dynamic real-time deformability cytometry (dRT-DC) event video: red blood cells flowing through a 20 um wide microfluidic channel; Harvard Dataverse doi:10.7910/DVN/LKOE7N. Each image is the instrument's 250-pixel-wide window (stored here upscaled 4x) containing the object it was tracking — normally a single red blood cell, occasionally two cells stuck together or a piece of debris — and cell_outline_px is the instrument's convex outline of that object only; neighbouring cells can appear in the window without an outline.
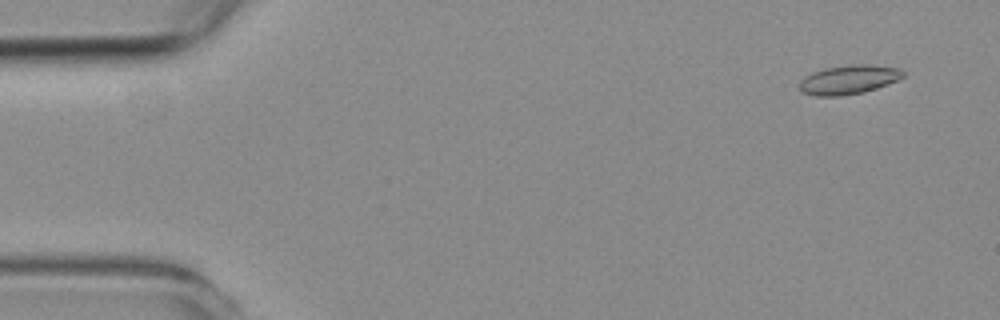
{"species": "common noctule bat (a hibernating species)", "species_latin": "Nyctalus noctula", "temperature_condition": "room temperature", "stored_images_in_passage": 55, "camera_frame_rate_fps": 3000, "um_per_image_px": 0.085, "animal": {"sex": "female", "body_mass_g": 19.3, "forearm_length_mm": 54.1}, "frame": {"image": 1, "passage_image": 4, "time_ms": 1.0, "image_size_px": [1000, 320], "cell_outline_px": [[904, 76], [888, 84], [864, 92], [840, 96], [816, 96], [804, 92], [800, 88], [800, 80], [804, 76], [812, 72], [824, 68], [852, 64], [868, 64], [900, 68], [904, 72]], "centroid_in_image_um": [72.14, 6.76], "position_along_channel_um": 12.9, "area_um2": 17.57}}
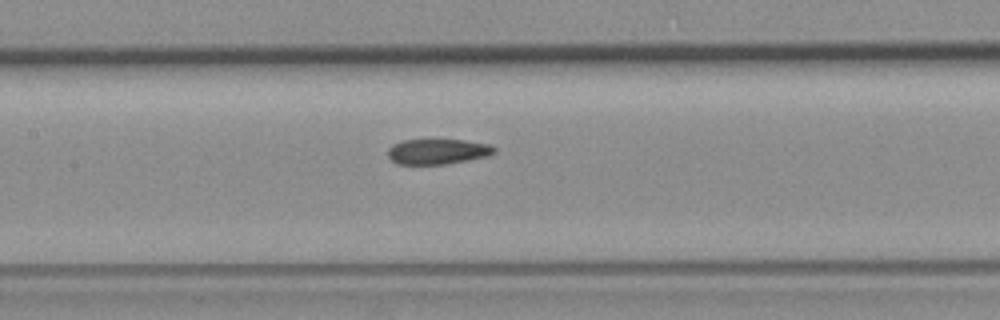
{"frame": {"image": 2, "passage_image": 26, "time_ms": 8.333, "image_size_px": [1000, 320], "cell_outline_px": [[496, 152], [488, 156], [468, 160], [444, 164], [396, 164], [388, 156], [388, 148], [392, 144], [400, 140], [464, 140], [488, 144], [496, 148]], "centroid_in_image_um": [37.18, 12.88], "position_along_channel_um": 170.2, "area_um2": 15.72}}
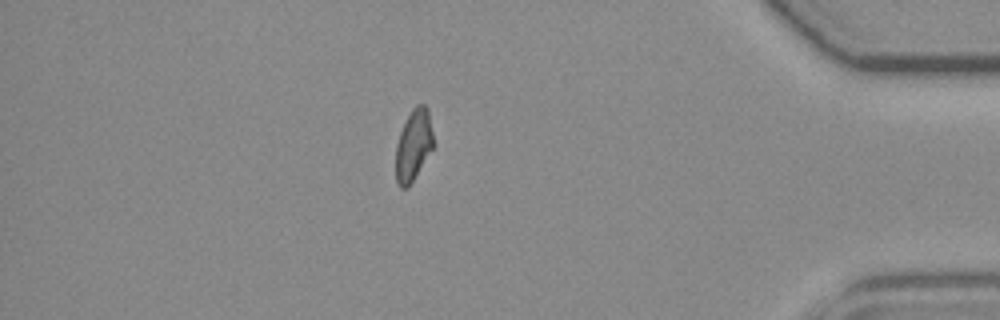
{"frame": {"image": 3, "passage_image": 48, "time_ms": 15.667, "image_size_px": [1000, 320], "cell_outline_px": [[432, 148], [408, 188], [400, 188], [396, 180], [396, 144], [400, 132], [412, 108], [416, 104], [424, 104], [428, 108], [432, 132]], "centroid_in_image_um": [35.12, 12.33], "position_along_channel_um": 400.1, "area_um2": 15.32}, "authors_computed_cell_mechanics": {"area_um2": 16.5308, "velocity_mm_per_s": 3.718, "shape_relaxation_time_tau1_ms": null, "shape_relaxation_time_tau2_ms": 2.6038, "deformation_change_tau1": null, "deformation_change_tau2": 0.0767}}